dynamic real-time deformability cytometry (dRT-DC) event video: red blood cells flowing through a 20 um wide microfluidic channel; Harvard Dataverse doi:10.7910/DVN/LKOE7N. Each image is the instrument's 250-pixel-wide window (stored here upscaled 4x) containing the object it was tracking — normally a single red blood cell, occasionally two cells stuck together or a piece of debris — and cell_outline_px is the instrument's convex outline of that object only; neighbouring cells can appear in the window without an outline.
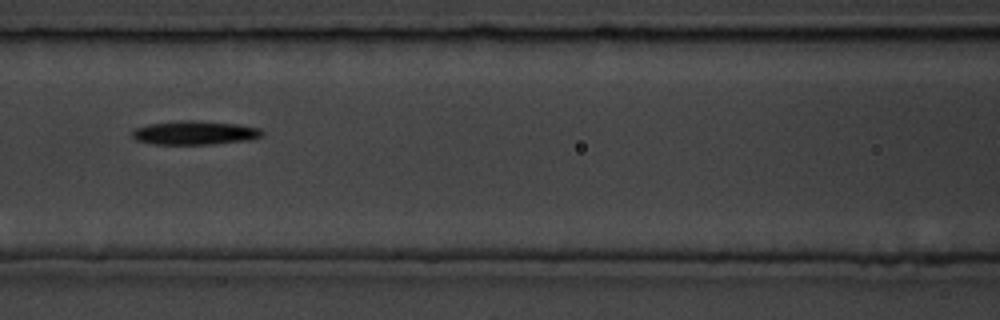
{"species": "common noctule bat (a hibernating species)", "species_latin": "Nyctalus noctula", "temperature_condition": "room temperature", "stored_images_in_passage": 12, "camera_frame_rate_fps": 3000, "um_per_image_px": 0.085, "animal": {"sex": "male", "body_mass_g": 19.5, "forearm_length_mm": 54.6}, "frame": {"image": 1, "passage_image": 4, "time_ms": 4.333, "image_size_px": [1000, 320], "cell_outline_px": [[264, 136], [252, 140], [212, 144], [152, 144], [136, 140], [132, 136], [132, 132], [136, 128], [148, 124], [180, 120], [196, 120], [236, 124], [260, 128], [264, 132]], "centroid_in_image_um": [16.59, 11.29], "position_along_channel_um": 150.0, "area_um2": 18.21}}
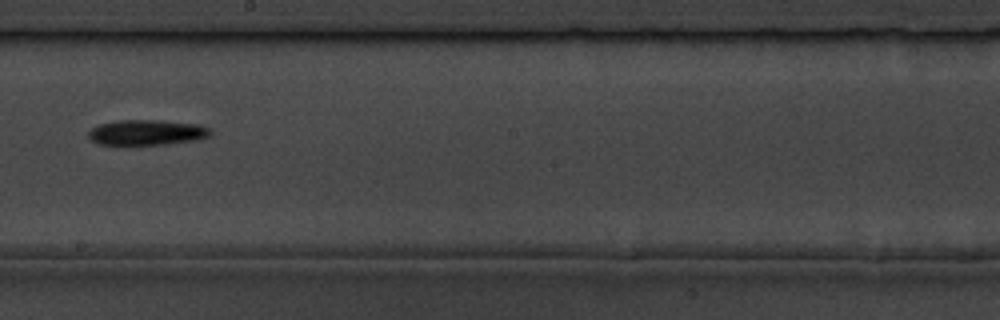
{"frame": {"image": 2, "passage_image": 6, "time_ms": 6.667, "image_size_px": [1000, 320], "cell_outline_px": [[212, 136], [196, 140], [136, 148], [124, 148], [100, 144], [92, 140], [88, 136], [88, 132], [92, 128], [100, 124], [116, 120], [156, 120], [200, 124], [212, 128]], "centroid_in_image_um": [12.47, 11.31], "position_along_channel_um": 235.7, "area_um2": 19.19}}
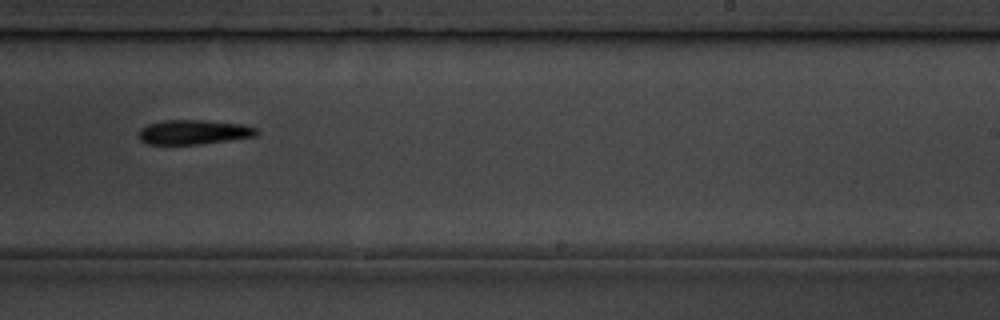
{"frame": {"image": 3, "passage_image": 7, "time_ms": 7.667, "image_size_px": [1000, 320], "cell_outline_px": [[260, 132], [256, 136], [200, 144], [148, 144], [140, 140], [140, 128], [148, 124], [160, 120], [204, 120], [244, 124], [256, 128]], "centroid_in_image_um": [16.48, 11.22], "position_along_channel_um": 272.5, "area_um2": 16.88}, "authors_computed_cell_mechanics": {"area_um2": 17.7735, "velocity_mm_per_s": 3.699, "shape_relaxation_time_tau1_ms": 1.3498, "shape_relaxation_time_tau2_ms": 11.0939, "deformation_change_tau1": 0.0935, "deformation_change_tau2": 0.1978}}